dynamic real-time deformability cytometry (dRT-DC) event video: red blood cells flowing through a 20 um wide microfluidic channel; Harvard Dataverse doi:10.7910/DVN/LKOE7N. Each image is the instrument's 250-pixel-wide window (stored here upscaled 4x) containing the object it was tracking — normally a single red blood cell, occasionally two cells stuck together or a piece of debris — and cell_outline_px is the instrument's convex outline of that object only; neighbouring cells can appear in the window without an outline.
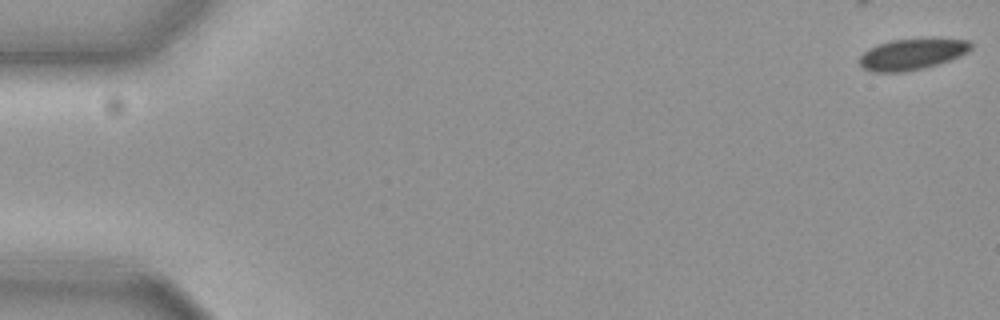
{"species": "common noctule bat (a hibernating species)", "species_latin": "Nyctalus noctula", "temperature_condition": "cold", "stored_images_in_passage": 18, "camera_frame_rate_fps": 3000, "um_per_image_px": 0.085, "animal": {"sex": "female", "body_mass_g": 19.3, "forearm_length_mm": 54.1}, "frame": {"image": 1, "passage_image": 1, "time_ms": 0.0, "image_size_px": [1000, 320], "cell_outline_px": [[972, 48], [968, 52], [960, 56], [924, 68], [904, 72], [872, 72], [864, 68], [860, 64], [860, 56], [868, 48], [892, 40], [968, 40], [972, 44]], "centroid_in_image_um": [77.49, 4.64], "position_along_channel_um": 7.5, "area_um2": 19.59}}
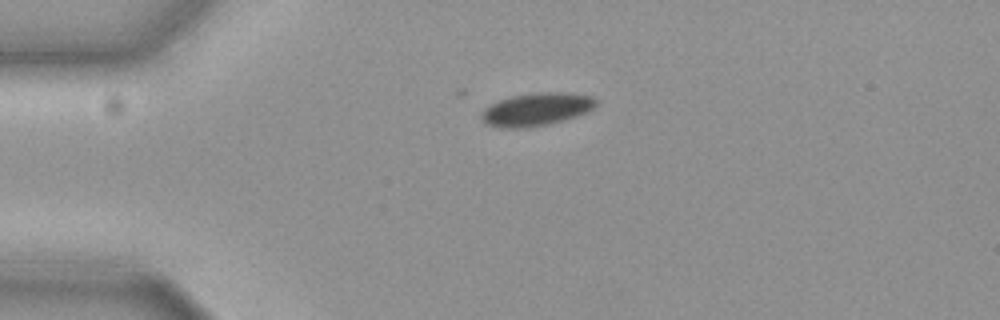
{"frame": {"image": 2, "passage_image": 14, "time_ms": 4.333, "image_size_px": [1000, 320], "cell_outline_px": [[596, 104], [588, 112], [576, 116], [548, 124], [524, 128], [500, 128], [488, 124], [480, 116], [480, 112], [484, 108], [500, 100], [512, 96], [532, 92], [568, 92], [592, 96], [596, 100]], "centroid_in_image_um": [45.59, 9.28], "position_along_channel_um": 39.4, "area_um2": 21.96}}